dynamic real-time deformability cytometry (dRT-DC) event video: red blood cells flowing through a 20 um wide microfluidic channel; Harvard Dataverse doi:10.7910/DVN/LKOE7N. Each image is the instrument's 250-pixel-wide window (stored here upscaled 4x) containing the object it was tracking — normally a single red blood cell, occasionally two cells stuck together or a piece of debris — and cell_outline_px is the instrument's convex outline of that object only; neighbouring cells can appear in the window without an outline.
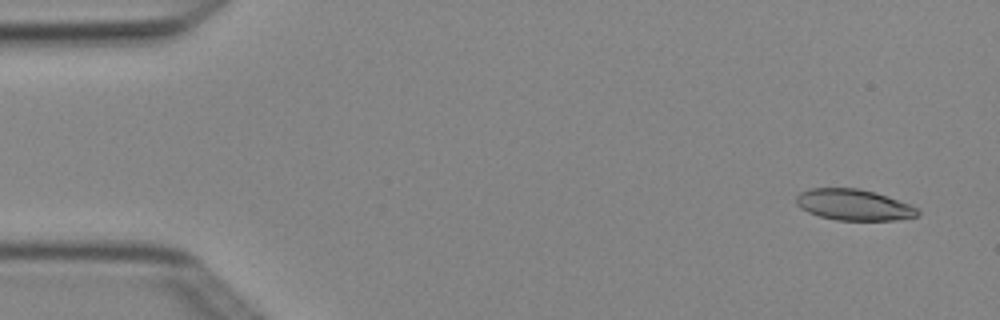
{"species": "Egyptian fruit bat (a non-hibernating species)", "species_latin": "Rousettus aegyptiacus", "temperature_condition": "cold", "stored_images_in_passage": 4, "camera_frame_rate_fps": 3000, "um_per_image_px": 0.085, "animal": {"sex": "female"}, "frame": {"image": 1, "passage_image": 1, "time_ms": 0.0, "image_size_px": [1000, 320], "cell_outline_px": [[920, 216], [896, 220], [836, 220], [820, 216], [808, 212], [800, 208], [796, 204], [796, 196], [800, 192], [808, 188], [860, 188], [876, 192], [888, 196], [920, 208]], "centroid_in_image_um": [72.6, 17.4], "position_along_channel_um": 12.4, "area_um2": 22.31}}
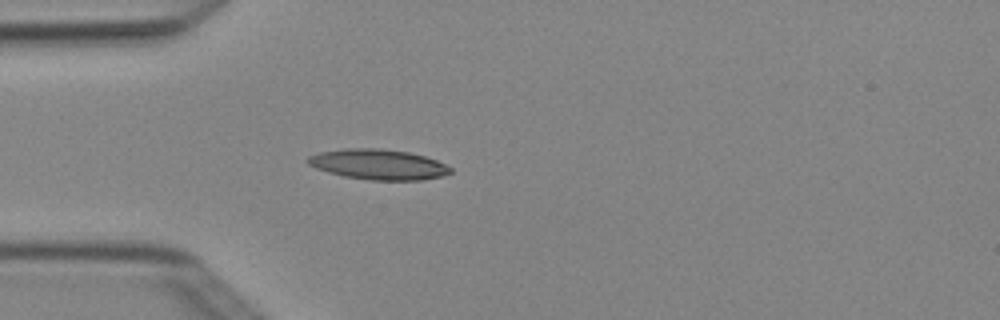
{"frame": {"image": 2, "passage_image": 4, "time_ms": 1.0, "image_size_px": [1000, 320], "cell_outline_px": [[452, 172], [440, 176], [420, 180], [368, 180], [344, 176], [328, 172], [316, 168], [308, 164], [304, 160], [308, 156], [320, 152], [344, 148], [380, 148], [408, 152], [424, 156], [436, 160], [452, 168]], "centroid_in_image_um": [32.11, 13.97], "position_along_channel_um": 52.9, "area_um2": 25.2}}